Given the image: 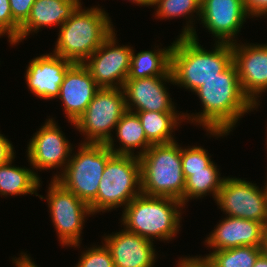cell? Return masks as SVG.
<instances>
[{
    "label": "cell",
    "mask_w": 267,
    "mask_h": 267,
    "mask_svg": "<svg viewBox=\"0 0 267 267\" xmlns=\"http://www.w3.org/2000/svg\"><path fill=\"white\" fill-rule=\"evenodd\" d=\"M194 93L198 95L203 110L197 115L184 114L185 120L202 125L203 129L215 137L228 135L241 116L257 109L244 94L233 62Z\"/></svg>",
    "instance_id": "6da1fadb"
},
{
    "label": "cell",
    "mask_w": 267,
    "mask_h": 267,
    "mask_svg": "<svg viewBox=\"0 0 267 267\" xmlns=\"http://www.w3.org/2000/svg\"><path fill=\"white\" fill-rule=\"evenodd\" d=\"M173 42L171 67L175 85L195 92L211 78L217 77L233 62L232 44L215 43L214 49L206 50L198 39L179 36Z\"/></svg>",
    "instance_id": "7a4b0ae2"
},
{
    "label": "cell",
    "mask_w": 267,
    "mask_h": 267,
    "mask_svg": "<svg viewBox=\"0 0 267 267\" xmlns=\"http://www.w3.org/2000/svg\"><path fill=\"white\" fill-rule=\"evenodd\" d=\"M80 4L59 28L54 54L73 63H84L115 30L110 16L99 7Z\"/></svg>",
    "instance_id": "3957f363"
},
{
    "label": "cell",
    "mask_w": 267,
    "mask_h": 267,
    "mask_svg": "<svg viewBox=\"0 0 267 267\" xmlns=\"http://www.w3.org/2000/svg\"><path fill=\"white\" fill-rule=\"evenodd\" d=\"M182 207V202L174 198L141 193L123 208L121 222L128 232L150 241H169L179 231Z\"/></svg>",
    "instance_id": "277c9868"
},
{
    "label": "cell",
    "mask_w": 267,
    "mask_h": 267,
    "mask_svg": "<svg viewBox=\"0 0 267 267\" xmlns=\"http://www.w3.org/2000/svg\"><path fill=\"white\" fill-rule=\"evenodd\" d=\"M139 162L142 194L174 198L184 205L185 178L181 147L176 141L152 144Z\"/></svg>",
    "instance_id": "5b68a950"
},
{
    "label": "cell",
    "mask_w": 267,
    "mask_h": 267,
    "mask_svg": "<svg viewBox=\"0 0 267 267\" xmlns=\"http://www.w3.org/2000/svg\"><path fill=\"white\" fill-rule=\"evenodd\" d=\"M141 194L139 157L113 154L107 161L97 197L89 204L91 212L110 211L127 206Z\"/></svg>",
    "instance_id": "8992f818"
},
{
    "label": "cell",
    "mask_w": 267,
    "mask_h": 267,
    "mask_svg": "<svg viewBox=\"0 0 267 267\" xmlns=\"http://www.w3.org/2000/svg\"><path fill=\"white\" fill-rule=\"evenodd\" d=\"M70 155L64 171L52 177L79 199L90 204L98 193L108 159L114 154L106 144L81 143Z\"/></svg>",
    "instance_id": "52a82bcc"
},
{
    "label": "cell",
    "mask_w": 267,
    "mask_h": 267,
    "mask_svg": "<svg viewBox=\"0 0 267 267\" xmlns=\"http://www.w3.org/2000/svg\"><path fill=\"white\" fill-rule=\"evenodd\" d=\"M126 112L122 88H100L74 127L84 134L83 143L106 144L108 148H114L111 132Z\"/></svg>",
    "instance_id": "ba28073f"
},
{
    "label": "cell",
    "mask_w": 267,
    "mask_h": 267,
    "mask_svg": "<svg viewBox=\"0 0 267 267\" xmlns=\"http://www.w3.org/2000/svg\"><path fill=\"white\" fill-rule=\"evenodd\" d=\"M48 190L46 200L60 243L64 246L80 247L85 217L93 215L89 204L55 179L49 183Z\"/></svg>",
    "instance_id": "9c48e42d"
},
{
    "label": "cell",
    "mask_w": 267,
    "mask_h": 267,
    "mask_svg": "<svg viewBox=\"0 0 267 267\" xmlns=\"http://www.w3.org/2000/svg\"><path fill=\"white\" fill-rule=\"evenodd\" d=\"M260 189L240 178L225 177L216 200L227 216L261 222L267 228V183Z\"/></svg>",
    "instance_id": "30bf717a"
},
{
    "label": "cell",
    "mask_w": 267,
    "mask_h": 267,
    "mask_svg": "<svg viewBox=\"0 0 267 267\" xmlns=\"http://www.w3.org/2000/svg\"><path fill=\"white\" fill-rule=\"evenodd\" d=\"M115 30L83 63L100 88H122L127 79L133 47L117 45Z\"/></svg>",
    "instance_id": "8fae6325"
},
{
    "label": "cell",
    "mask_w": 267,
    "mask_h": 267,
    "mask_svg": "<svg viewBox=\"0 0 267 267\" xmlns=\"http://www.w3.org/2000/svg\"><path fill=\"white\" fill-rule=\"evenodd\" d=\"M70 144L56 122L50 118L30 139L26 151L28 162L33 170L61 168L63 172L72 154Z\"/></svg>",
    "instance_id": "7c38bea8"
},
{
    "label": "cell",
    "mask_w": 267,
    "mask_h": 267,
    "mask_svg": "<svg viewBox=\"0 0 267 267\" xmlns=\"http://www.w3.org/2000/svg\"><path fill=\"white\" fill-rule=\"evenodd\" d=\"M233 63L244 94L258 107L257 98L267 91V44H232Z\"/></svg>",
    "instance_id": "4fadbf2b"
},
{
    "label": "cell",
    "mask_w": 267,
    "mask_h": 267,
    "mask_svg": "<svg viewBox=\"0 0 267 267\" xmlns=\"http://www.w3.org/2000/svg\"><path fill=\"white\" fill-rule=\"evenodd\" d=\"M248 16L243 0H201V24L216 43H235Z\"/></svg>",
    "instance_id": "5bb4252c"
},
{
    "label": "cell",
    "mask_w": 267,
    "mask_h": 267,
    "mask_svg": "<svg viewBox=\"0 0 267 267\" xmlns=\"http://www.w3.org/2000/svg\"><path fill=\"white\" fill-rule=\"evenodd\" d=\"M165 82L174 85L172 75L126 79L122 89L127 111L177 112Z\"/></svg>",
    "instance_id": "9a60e30c"
},
{
    "label": "cell",
    "mask_w": 267,
    "mask_h": 267,
    "mask_svg": "<svg viewBox=\"0 0 267 267\" xmlns=\"http://www.w3.org/2000/svg\"><path fill=\"white\" fill-rule=\"evenodd\" d=\"M75 63L56 54H43L32 59L26 70V84L35 96L41 99H55L67 71Z\"/></svg>",
    "instance_id": "2e32d148"
},
{
    "label": "cell",
    "mask_w": 267,
    "mask_h": 267,
    "mask_svg": "<svg viewBox=\"0 0 267 267\" xmlns=\"http://www.w3.org/2000/svg\"><path fill=\"white\" fill-rule=\"evenodd\" d=\"M99 89L89 70L82 63H75L67 71L57 98L63 103L68 122L74 125Z\"/></svg>",
    "instance_id": "e0dca14e"
},
{
    "label": "cell",
    "mask_w": 267,
    "mask_h": 267,
    "mask_svg": "<svg viewBox=\"0 0 267 267\" xmlns=\"http://www.w3.org/2000/svg\"><path fill=\"white\" fill-rule=\"evenodd\" d=\"M211 234L205 245L213 250H224L239 246L262 247L267 228L258 221L226 216Z\"/></svg>",
    "instance_id": "ac0fdd59"
},
{
    "label": "cell",
    "mask_w": 267,
    "mask_h": 267,
    "mask_svg": "<svg viewBox=\"0 0 267 267\" xmlns=\"http://www.w3.org/2000/svg\"><path fill=\"white\" fill-rule=\"evenodd\" d=\"M104 244L110 250L115 267H153L156 253L147 238L123 229L104 235Z\"/></svg>",
    "instance_id": "d6986e66"
},
{
    "label": "cell",
    "mask_w": 267,
    "mask_h": 267,
    "mask_svg": "<svg viewBox=\"0 0 267 267\" xmlns=\"http://www.w3.org/2000/svg\"><path fill=\"white\" fill-rule=\"evenodd\" d=\"M81 0H35L27 20L20 26L19 42L47 26L59 28L81 4Z\"/></svg>",
    "instance_id": "ffe728a7"
},
{
    "label": "cell",
    "mask_w": 267,
    "mask_h": 267,
    "mask_svg": "<svg viewBox=\"0 0 267 267\" xmlns=\"http://www.w3.org/2000/svg\"><path fill=\"white\" fill-rule=\"evenodd\" d=\"M172 48L173 43L167 48L140 51L136 55L132 50L127 79L172 75L170 71Z\"/></svg>",
    "instance_id": "44dd1931"
},
{
    "label": "cell",
    "mask_w": 267,
    "mask_h": 267,
    "mask_svg": "<svg viewBox=\"0 0 267 267\" xmlns=\"http://www.w3.org/2000/svg\"><path fill=\"white\" fill-rule=\"evenodd\" d=\"M116 136L121 144L120 148H109L114 154L133 155L135 149L140 150L135 154L143 155L152 144L147 140L141 121L136 113L127 111L115 127Z\"/></svg>",
    "instance_id": "7402d4cb"
},
{
    "label": "cell",
    "mask_w": 267,
    "mask_h": 267,
    "mask_svg": "<svg viewBox=\"0 0 267 267\" xmlns=\"http://www.w3.org/2000/svg\"><path fill=\"white\" fill-rule=\"evenodd\" d=\"M13 160L14 158L0 164V195L34 194L38 196L36 192L41 185L40 177L33 169L13 166Z\"/></svg>",
    "instance_id": "603a6c76"
},
{
    "label": "cell",
    "mask_w": 267,
    "mask_h": 267,
    "mask_svg": "<svg viewBox=\"0 0 267 267\" xmlns=\"http://www.w3.org/2000/svg\"><path fill=\"white\" fill-rule=\"evenodd\" d=\"M135 113L151 144H168L176 141L172 136L173 130L178 128L183 119L185 120L184 113L180 115L177 112L138 111Z\"/></svg>",
    "instance_id": "cb8c5ba5"
},
{
    "label": "cell",
    "mask_w": 267,
    "mask_h": 267,
    "mask_svg": "<svg viewBox=\"0 0 267 267\" xmlns=\"http://www.w3.org/2000/svg\"><path fill=\"white\" fill-rule=\"evenodd\" d=\"M219 169L212 162L205 170L189 171V177L185 180L184 206L186 202L193 199L205 197L208 193L217 200L219 190L222 187L224 178H221ZM205 195V196H204Z\"/></svg>",
    "instance_id": "d4e9b609"
},
{
    "label": "cell",
    "mask_w": 267,
    "mask_h": 267,
    "mask_svg": "<svg viewBox=\"0 0 267 267\" xmlns=\"http://www.w3.org/2000/svg\"><path fill=\"white\" fill-rule=\"evenodd\" d=\"M154 5L157 6V10H155V17L157 18L172 19L180 16L186 17V15L190 17L192 15L186 26H184L180 36H190L193 39H198L196 29H194L192 25L194 21L191 20H193L192 17H194L193 13H196L200 20L201 0H153V6Z\"/></svg>",
    "instance_id": "484cf974"
},
{
    "label": "cell",
    "mask_w": 267,
    "mask_h": 267,
    "mask_svg": "<svg viewBox=\"0 0 267 267\" xmlns=\"http://www.w3.org/2000/svg\"><path fill=\"white\" fill-rule=\"evenodd\" d=\"M262 253V247L239 246L224 250H213L204 256L212 267H253Z\"/></svg>",
    "instance_id": "4316f807"
},
{
    "label": "cell",
    "mask_w": 267,
    "mask_h": 267,
    "mask_svg": "<svg viewBox=\"0 0 267 267\" xmlns=\"http://www.w3.org/2000/svg\"><path fill=\"white\" fill-rule=\"evenodd\" d=\"M191 147H181L182 169L185 180L189 177V171L205 170L213 162L208 154L209 152L202 146Z\"/></svg>",
    "instance_id": "83f0119b"
},
{
    "label": "cell",
    "mask_w": 267,
    "mask_h": 267,
    "mask_svg": "<svg viewBox=\"0 0 267 267\" xmlns=\"http://www.w3.org/2000/svg\"><path fill=\"white\" fill-rule=\"evenodd\" d=\"M80 261L75 267H115L110 250L103 245L83 251Z\"/></svg>",
    "instance_id": "f1b7e54d"
},
{
    "label": "cell",
    "mask_w": 267,
    "mask_h": 267,
    "mask_svg": "<svg viewBox=\"0 0 267 267\" xmlns=\"http://www.w3.org/2000/svg\"><path fill=\"white\" fill-rule=\"evenodd\" d=\"M20 25L13 19L9 0H0V31L7 34L9 43H19Z\"/></svg>",
    "instance_id": "f546056e"
},
{
    "label": "cell",
    "mask_w": 267,
    "mask_h": 267,
    "mask_svg": "<svg viewBox=\"0 0 267 267\" xmlns=\"http://www.w3.org/2000/svg\"><path fill=\"white\" fill-rule=\"evenodd\" d=\"M35 0H9L13 19L21 26L29 17Z\"/></svg>",
    "instance_id": "4dcf8cb0"
},
{
    "label": "cell",
    "mask_w": 267,
    "mask_h": 267,
    "mask_svg": "<svg viewBox=\"0 0 267 267\" xmlns=\"http://www.w3.org/2000/svg\"><path fill=\"white\" fill-rule=\"evenodd\" d=\"M243 3L249 17L267 16V0H243Z\"/></svg>",
    "instance_id": "1f68e13d"
},
{
    "label": "cell",
    "mask_w": 267,
    "mask_h": 267,
    "mask_svg": "<svg viewBox=\"0 0 267 267\" xmlns=\"http://www.w3.org/2000/svg\"><path fill=\"white\" fill-rule=\"evenodd\" d=\"M13 144L0 133V164L15 158Z\"/></svg>",
    "instance_id": "d6a6232c"
},
{
    "label": "cell",
    "mask_w": 267,
    "mask_h": 267,
    "mask_svg": "<svg viewBox=\"0 0 267 267\" xmlns=\"http://www.w3.org/2000/svg\"><path fill=\"white\" fill-rule=\"evenodd\" d=\"M177 267H212L209 261L202 256L180 258Z\"/></svg>",
    "instance_id": "836d02e7"
},
{
    "label": "cell",
    "mask_w": 267,
    "mask_h": 267,
    "mask_svg": "<svg viewBox=\"0 0 267 267\" xmlns=\"http://www.w3.org/2000/svg\"><path fill=\"white\" fill-rule=\"evenodd\" d=\"M13 263L15 264L16 267H38L32 259L25 253L21 252V257L17 259L13 258Z\"/></svg>",
    "instance_id": "e575fe53"
},
{
    "label": "cell",
    "mask_w": 267,
    "mask_h": 267,
    "mask_svg": "<svg viewBox=\"0 0 267 267\" xmlns=\"http://www.w3.org/2000/svg\"><path fill=\"white\" fill-rule=\"evenodd\" d=\"M253 267H267V256L263 252L258 256Z\"/></svg>",
    "instance_id": "d590c367"
},
{
    "label": "cell",
    "mask_w": 267,
    "mask_h": 267,
    "mask_svg": "<svg viewBox=\"0 0 267 267\" xmlns=\"http://www.w3.org/2000/svg\"><path fill=\"white\" fill-rule=\"evenodd\" d=\"M135 4L141 5V6H153V0H129Z\"/></svg>",
    "instance_id": "8d00e7d4"
},
{
    "label": "cell",
    "mask_w": 267,
    "mask_h": 267,
    "mask_svg": "<svg viewBox=\"0 0 267 267\" xmlns=\"http://www.w3.org/2000/svg\"><path fill=\"white\" fill-rule=\"evenodd\" d=\"M262 252L267 256V231L263 239Z\"/></svg>",
    "instance_id": "74e56055"
},
{
    "label": "cell",
    "mask_w": 267,
    "mask_h": 267,
    "mask_svg": "<svg viewBox=\"0 0 267 267\" xmlns=\"http://www.w3.org/2000/svg\"><path fill=\"white\" fill-rule=\"evenodd\" d=\"M3 35L5 36V34L2 31H0V37L3 36Z\"/></svg>",
    "instance_id": "f35d334b"
}]
</instances>
